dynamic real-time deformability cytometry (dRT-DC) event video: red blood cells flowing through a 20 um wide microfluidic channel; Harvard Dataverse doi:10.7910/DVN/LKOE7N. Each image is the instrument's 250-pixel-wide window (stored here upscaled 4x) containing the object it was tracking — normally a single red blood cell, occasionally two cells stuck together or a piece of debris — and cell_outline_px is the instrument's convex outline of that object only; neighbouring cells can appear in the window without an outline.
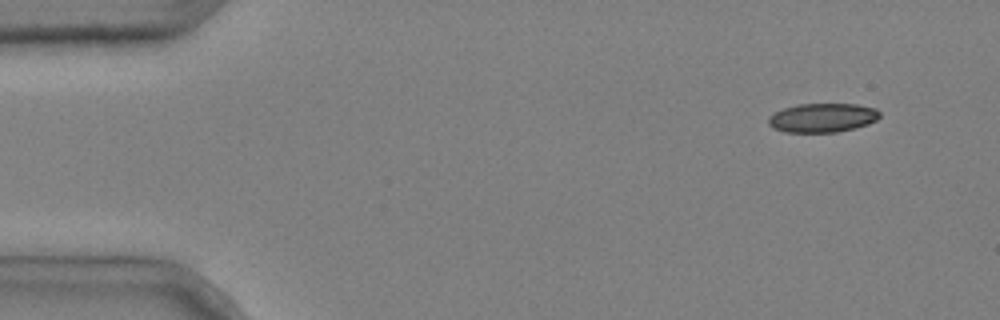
{"species": "common noctule bat (a hibernating species)", "species_latin": "Nyctalus noctula", "temperature_condition": "cold", "stored_images_in_passage": 5, "camera_frame_rate_fps": 3000, "um_per_image_px": 0.085, "animal": {"sex": "male", "body_mass_g": 20.4}, "frame": {"image": 1, "passage_image": 1, "time_ms": 0.0, "image_size_px": [1000, 320], "cell_outline_px": [[880, 116], [876, 120], [868, 124], [856, 128], [836, 132], [784, 132], [772, 128], [768, 124], [768, 116], [784, 108], [796, 104], [856, 104], [876, 108], [880, 112]], "centroid_in_image_um": [69.9, 10.01], "position_along_channel_um": 15.1, "area_um2": 18.96}}
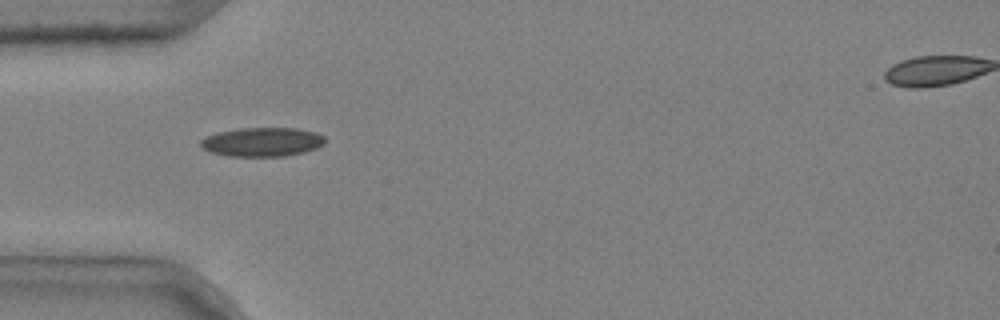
{"frame": {"image": 2, "passage_image": 3, "time_ms": 0.667, "image_size_px": [1000, 320], "cell_outline_px": [[324, 144], [316, 148], [304, 152], [284, 156], [228, 156], [212, 152], [204, 148], [200, 144], [200, 140], [204, 136], [220, 132], [240, 128], [296, 128], [316, 132], [324, 136]], "centroid_in_image_um": [22.3, 12.06], "position_along_channel_um": 62.7, "area_um2": 20.92}}